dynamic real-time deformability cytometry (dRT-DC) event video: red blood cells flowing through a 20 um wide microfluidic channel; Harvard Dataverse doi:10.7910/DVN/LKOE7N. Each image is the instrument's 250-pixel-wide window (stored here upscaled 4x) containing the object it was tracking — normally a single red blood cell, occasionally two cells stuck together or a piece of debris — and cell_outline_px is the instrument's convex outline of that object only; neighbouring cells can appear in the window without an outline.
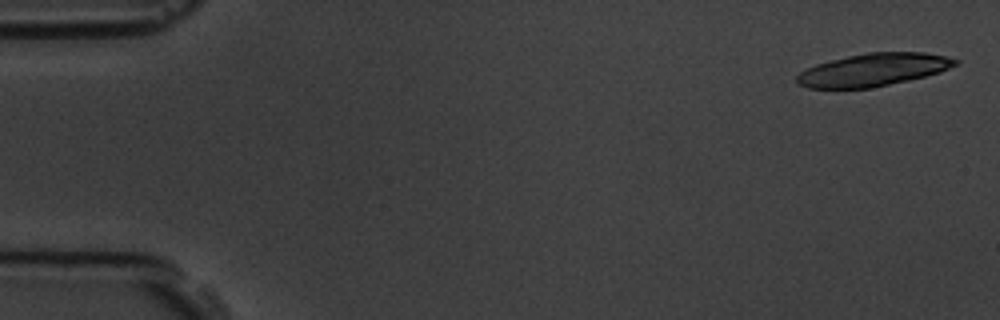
{"species": "common noctule bat (a hibernating species)", "species_latin": "Nyctalus noctula", "temperature_condition": "room temperature", "stored_images_in_passage": 4, "camera_frame_rate_fps": 3000, "um_per_image_px": 0.085, "animal": {"sex": "male", "body_mass_g": 19.5, "forearm_length_mm": 54.6}, "frame": {"image": 1, "passage_image": 1, "time_ms": 0.0, "image_size_px": [1000, 320], "cell_outline_px": [[960, 60], [956, 64], [940, 72], [908, 80], [868, 88], [808, 88], [796, 84], [796, 76], [800, 72], [816, 64], [848, 56], [868, 52], [924, 52], [944, 56]], "centroid_in_image_um": [74.2, 5.93], "position_along_channel_um": 10.8, "area_um2": 29.88}}